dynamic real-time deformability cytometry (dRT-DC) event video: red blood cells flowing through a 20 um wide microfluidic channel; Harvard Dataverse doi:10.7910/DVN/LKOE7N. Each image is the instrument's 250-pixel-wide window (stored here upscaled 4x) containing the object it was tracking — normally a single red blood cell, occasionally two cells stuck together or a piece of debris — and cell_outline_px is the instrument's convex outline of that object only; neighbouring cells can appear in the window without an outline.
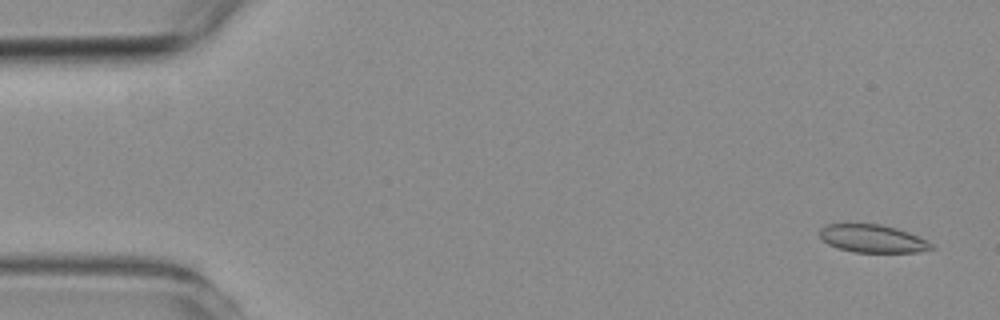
{"species": "common noctule bat (a hibernating species)", "species_latin": "Nyctalus noctula", "temperature_condition": "room temperature", "stored_images_in_passage": 55, "camera_frame_rate_fps": 3000, "um_per_image_px": 0.085, "animal": {"sex": "female", "body_mass_g": 19.3, "forearm_length_mm": 54.1}, "frame": {"image": 1, "passage_image": 3, "time_ms": 0.667, "image_size_px": [1000, 320], "cell_outline_px": [[936, 248], [916, 252], [852, 252], [836, 248], [828, 244], [820, 236], [820, 228], [828, 224], [880, 224], [896, 228], [908, 232], [928, 240]], "centroid_in_image_um": [74.18, 20.29], "position_along_channel_um": 10.8, "area_um2": 18.15}}
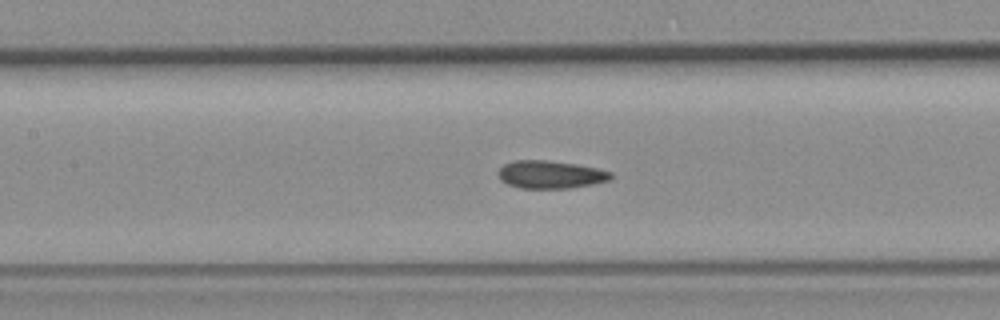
{"frame": {"image": 2, "passage_image": 25, "time_ms": 8.0, "image_size_px": [1000, 320], "cell_outline_px": [[612, 176], [608, 180], [592, 184], [568, 188], [520, 188], [508, 184], [500, 180], [500, 168], [504, 164], [516, 160], [548, 160], [576, 164], [596, 168], [612, 172]], "centroid_in_image_um": [46.79, 14.83], "position_along_channel_um": 160.6, "area_um2": 18.03}}
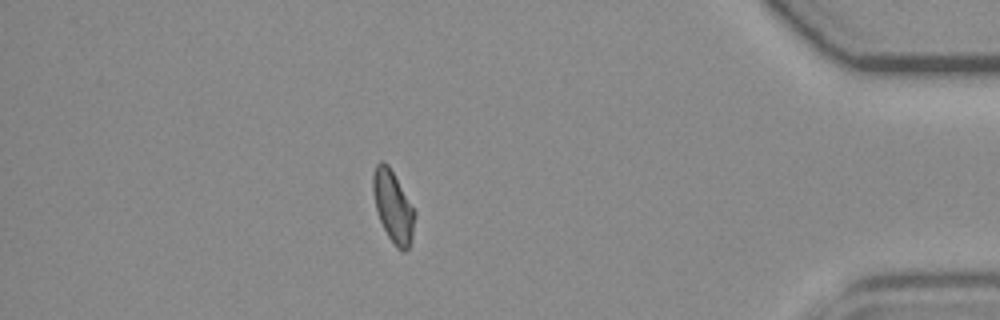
{"frame": {"image": 3, "passage_image": 48, "time_ms": 15.667, "image_size_px": [1000, 320], "cell_outline_px": [[416, 216], [412, 240], [408, 248], [404, 252], [396, 248], [388, 236], [380, 220], [376, 208], [372, 188], [372, 172], [376, 164], [380, 160], [384, 160], [388, 164], [416, 212]], "centroid_in_image_um": [33.41, 17.55], "position_along_channel_um": 401.8, "area_um2": 17.51}, "authors_computed_cell_mechanics": {"area_um2": 18.1492, "velocity_mm_per_s": 3.7518, "shape_relaxation_time_tau1_ms": null, "shape_relaxation_time_tau2_ms": 2.9871, "deformation_change_tau1": null, "deformation_change_tau2": 0.1026}}